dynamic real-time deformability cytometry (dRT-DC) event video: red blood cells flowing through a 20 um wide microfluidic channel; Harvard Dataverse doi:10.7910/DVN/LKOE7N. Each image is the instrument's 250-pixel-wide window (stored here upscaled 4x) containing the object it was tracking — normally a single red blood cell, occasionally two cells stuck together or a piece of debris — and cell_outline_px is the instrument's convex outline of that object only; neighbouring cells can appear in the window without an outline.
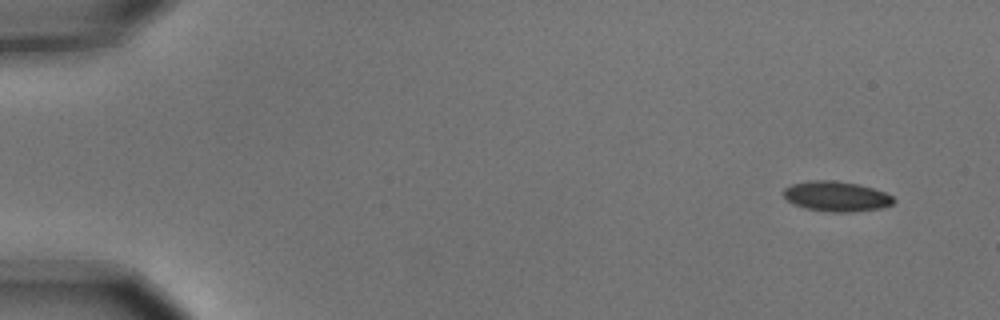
{"species": "common noctule bat (a hibernating species)", "species_latin": "Nyctalus noctula", "temperature_condition": "cold", "stored_images_in_passage": 7, "camera_frame_rate_fps": 3000, "um_per_image_px": 0.085, "animal": {"sex": "male", "body_mass_g": 15.6}, "frame": {"image": 1, "passage_image": 1, "time_ms": 0.0, "image_size_px": [1000, 320], "cell_outline_px": [[896, 200], [892, 204], [880, 208], [852, 212], [832, 212], [804, 208], [792, 204], [780, 192], [784, 188], [792, 184], [808, 180], [836, 180], [856, 184], [872, 188], [884, 192], [892, 196]], "centroid_in_image_um": [71.04, 16.68], "position_along_channel_um": 14.0, "area_um2": 19.42}}
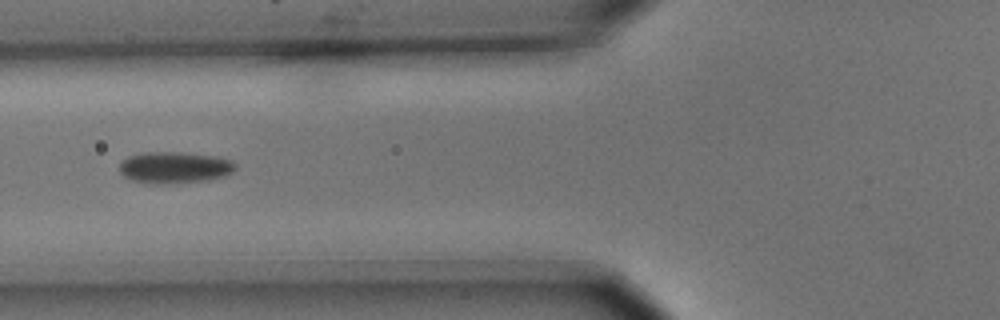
{"frame": {"image": 2, "passage_image": 6, "time_ms": 1.667, "image_size_px": [1000, 320], "cell_outline_px": [[236, 168], [232, 172], [224, 176], [208, 180], [164, 184], [144, 184], [128, 180], [120, 172], [120, 164], [128, 156], [148, 152], [180, 152], [216, 156], [232, 160], [236, 164]], "centroid_in_image_um": [14.83, 14.25], "position_along_channel_um": 111.0, "area_um2": 21.56}}
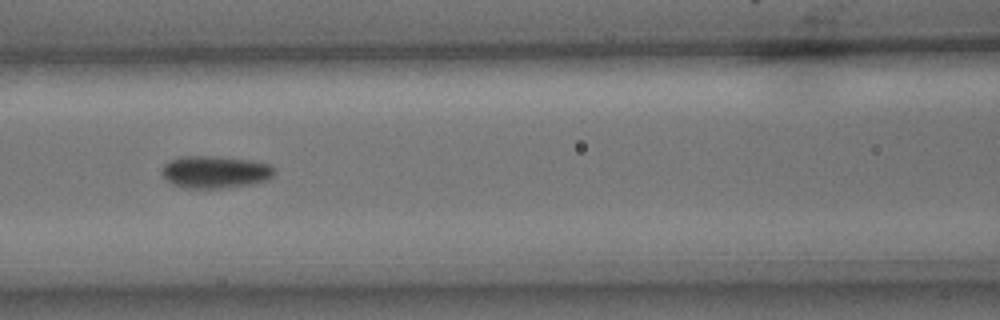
{"frame": {"image": 3, "passage_image": 7, "time_ms": 2.0, "image_size_px": [1000, 320], "cell_outline_px": [[276, 172], [268, 180], [256, 184], [220, 188], [184, 188], [172, 184], [160, 172], [164, 164], [168, 160], [184, 156], [208, 156], [252, 160], [268, 164], [276, 168]], "centroid_in_image_um": [18.31, 14.62], "position_along_channel_um": 148.3, "area_um2": 21.39}}